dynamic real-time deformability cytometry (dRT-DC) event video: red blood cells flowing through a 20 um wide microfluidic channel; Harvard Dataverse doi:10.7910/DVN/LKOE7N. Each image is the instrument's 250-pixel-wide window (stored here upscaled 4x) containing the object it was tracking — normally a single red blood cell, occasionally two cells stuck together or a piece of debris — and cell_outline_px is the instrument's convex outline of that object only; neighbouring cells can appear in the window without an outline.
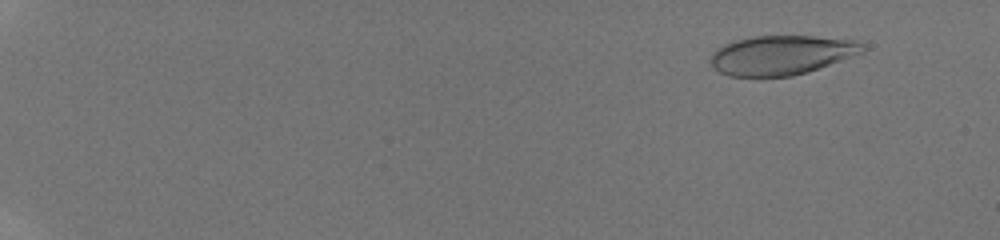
{"species": "human", "species_latin": "Homo sapiens", "temperature_condition": "room temperature", "stored_images_in_passage": 53, "camera_frame_rate_fps": 3000, "um_per_image_px": 0.085, "donor": {"sex": "male"}, "frame": {"image": 1, "passage_image": 6, "time_ms": 1.667, "image_size_px": [1000, 240], "cell_outline_px": [[868, 48], [864, 52], [808, 72], [792, 76], [728, 76], [720, 72], [712, 64], [712, 52], [716, 48], [724, 44], [736, 40], [752, 36], [812, 36], [852, 40], [864, 44]], "centroid_in_image_um": [66.45, 4.67], "position_along_channel_um": 18.6, "area_um2": 34.74}}
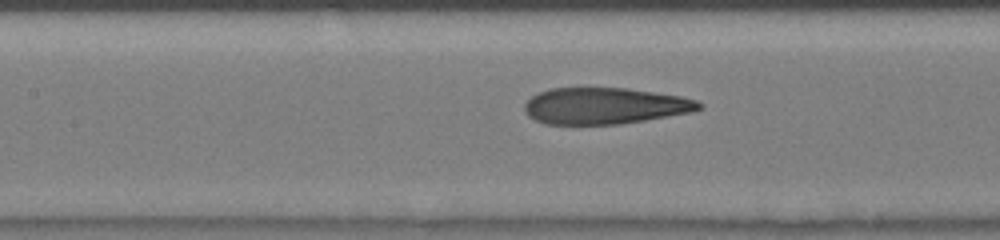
{"frame": {"image": 2, "passage_image": 29, "time_ms": 9.333, "image_size_px": [1000, 240], "cell_outline_px": [[704, 108], [692, 112], [620, 124], [544, 124], [528, 116], [524, 112], [524, 104], [532, 96], [548, 88], [628, 88], [680, 96], [696, 100], [704, 104]], "centroid_in_image_um": [51.41, 9.0], "position_along_channel_um": 156.0, "area_um2": 37.11}}
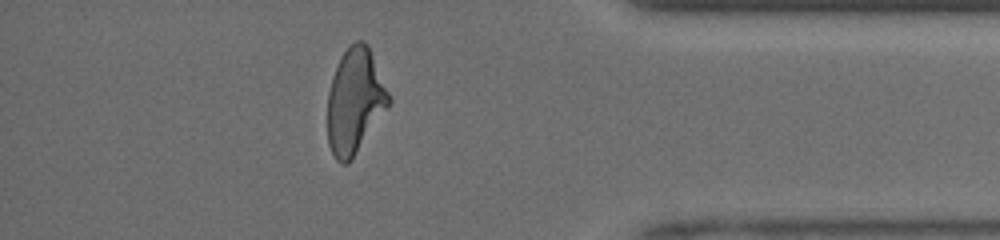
{"frame": {"image": 3, "passage_image": 48, "time_ms": 15.667, "image_size_px": [1000, 240], "cell_outline_px": [[392, 100], [388, 108], [348, 164], [340, 164], [336, 160], [328, 144], [328, 92], [332, 76], [348, 44], [356, 40], [364, 40], [368, 44]], "centroid_in_image_um": [30.17, 8.58], "position_along_channel_um": 405.0, "area_um2": 37.45}, "authors_computed_cell_mechanics": {"area_um2": 37.281, "velocity_mm_per_s": 4.2178, "shape_relaxation_time_tau1_ms": 5.6713, "shape_relaxation_time_tau2_ms": 0.9587, "deformation_change_tau1": 0.2532, "deformation_change_tau2": 0.1031}}